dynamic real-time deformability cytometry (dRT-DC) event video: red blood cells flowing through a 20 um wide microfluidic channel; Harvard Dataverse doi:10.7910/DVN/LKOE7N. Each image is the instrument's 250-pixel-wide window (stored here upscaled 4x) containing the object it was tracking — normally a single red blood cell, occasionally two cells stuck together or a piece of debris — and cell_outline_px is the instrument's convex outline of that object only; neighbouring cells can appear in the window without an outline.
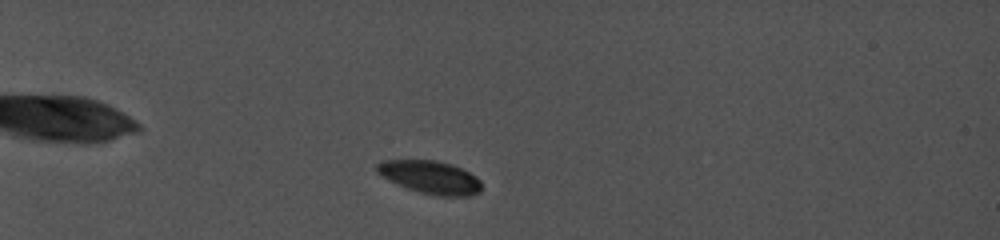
{"species": "common noctule bat (a hibernating species)", "species_latin": "Nyctalus noctula", "temperature_condition": "cold", "stored_images_in_passage": 49, "camera_frame_rate_fps": 5000, "um_per_image_px": 0.085, "animal": {"sex": "female", "body_mass_g": 19.0, "forearm_length_mm": 56.7}, "frame": {"image": 1, "passage_image": 16, "time_ms": 2.2, "image_size_px": [1000, 240], "cell_outline_px": [[484, 188], [480, 192], [472, 196], [436, 196], [420, 192], [408, 188], [388, 180], [380, 176], [376, 172], [376, 164], [384, 160], [432, 160], [448, 164], [460, 168], [476, 176], [480, 180]], "centroid_in_image_um": [36.59, 15.08], "position_along_channel_um": 48.4, "area_um2": 20.17}}
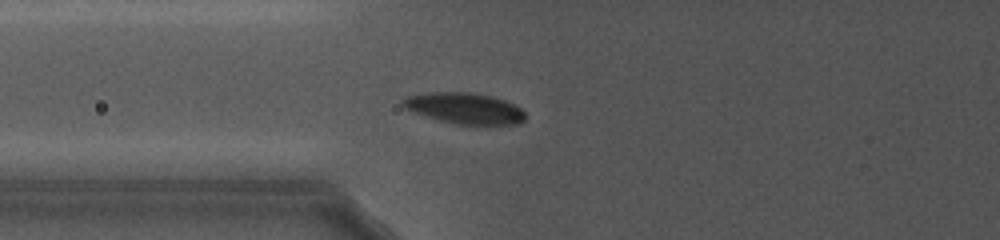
{"frame": {"image": 2, "passage_image": 33, "time_ms": 5.4, "image_size_px": [1000, 240], "cell_outline_px": [[524, 120], [520, 124], [484, 128], [452, 124], [404, 108], [400, 104], [408, 96], [440, 92], [468, 92], [492, 96], [504, 100], [520, 108], [524, 112]], "centroid_in_image_um": [39.59, 9.27], "position_along_channel_um": 86.2, "area_um2": 22.6}}
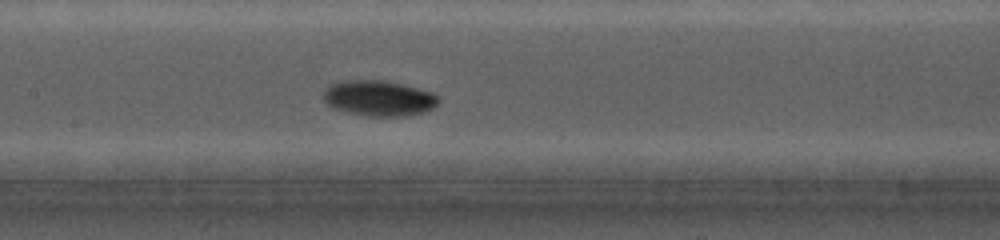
{"frame": {"image": 3, "passage_image": 47, "time_ms": 7.8, "image_size_px": [1000, 240], "cell_outline_px": [[440, 100], [432, 108], [424, 112], [408, 116], [368, 116], [348, 112], [332, 108], [324, 100], [324, 92], [332, 84], [352, 80], [384, 80], [432, 92]], "centroid_in_image_um": [32.22, 8.36], "position_along_channel_um": 175.2, "area_um2": 23.47}}